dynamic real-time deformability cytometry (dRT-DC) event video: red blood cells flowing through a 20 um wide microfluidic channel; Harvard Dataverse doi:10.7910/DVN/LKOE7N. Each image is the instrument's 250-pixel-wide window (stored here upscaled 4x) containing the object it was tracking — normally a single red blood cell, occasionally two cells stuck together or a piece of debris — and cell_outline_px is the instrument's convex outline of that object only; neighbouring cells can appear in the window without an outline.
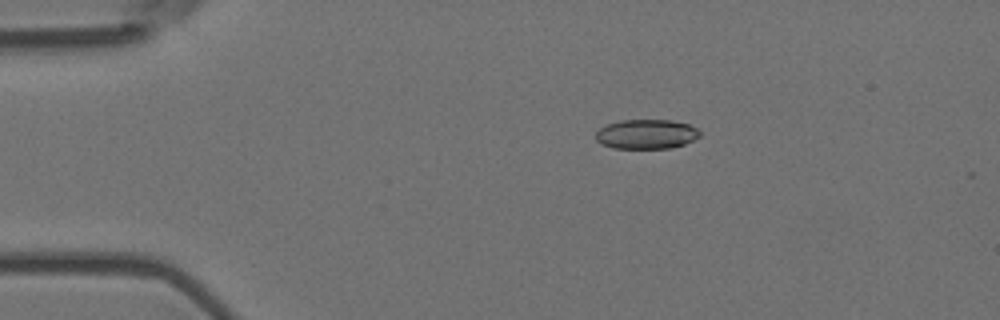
{"species": "Egyptian fruit bat (a non-hibernating species)", "species_latin": "Rousettus aegyptiacus", "temperature_condition": "room temperature", "stored_images_in_passage": 8, "camera_frame_rate_fps": 3000, "um_per_image_px": 0.085, "animal": {"sex": "female"}, "frame": {"image": 1, "passage_image": 3, "time_ms": 0.667, "image_size_px": [1000, 320], "cell_outline_px": [[700, 136], [684, 144], [668, 148], [612, 148], [600, 144], [596, 140], [596, 132], [600, 128], [608, 124], [620, 120], [672, 120], [688, 124], [696, 128], [700, 132]], "centroid_in_image_um": [54.92, 11.4], "position_along_channel_um": 30.1, "area_um2": 17.86}}
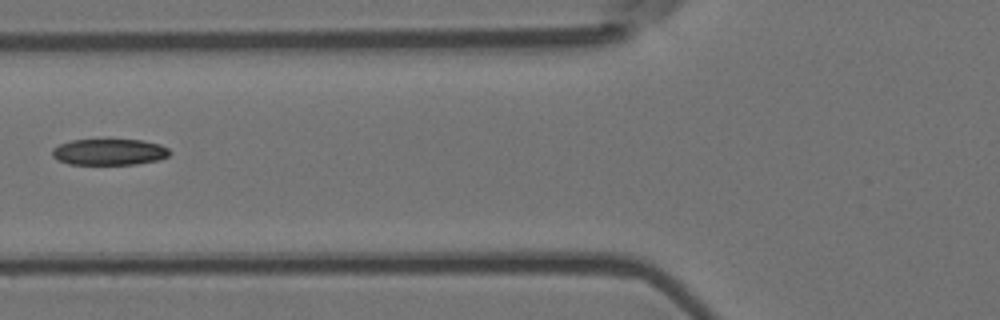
{"frame": {"image": 2, "passage_image": 6, "time_ms": 1.667, "image_size_px": [1000, 320], "cell_outline_px": [[172, 152], [168, 156], [160, 160], [136, 164], [68, 164], [52, 156], [52, 148], [60, 144], [72, 140], [144, 140], [160, 144], [168, 148]], "centroid_in_image_um": [9.33, 12.92], "position_along_channel_um": 116.5, "area_um2": 17.98}}
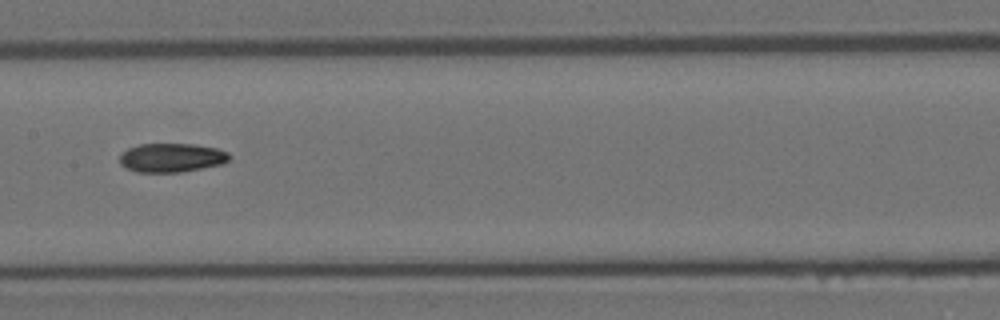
{"frame": {"image": 3, "passage_image": 8, "time_ms": 2.333, "image_size_px": [1000, 320], "cell_outline_px": [[228, 160], [220, 164], [180, 172], [136, 172], [120, 164], [120, 152], [128, 148], [140, 144], [192, 144], [216, 148], [228, 152]], "centroid_in_image_um": [14.53, 13.4], "position_along_channel_um": 192.9, "area_um2": 18.26}}